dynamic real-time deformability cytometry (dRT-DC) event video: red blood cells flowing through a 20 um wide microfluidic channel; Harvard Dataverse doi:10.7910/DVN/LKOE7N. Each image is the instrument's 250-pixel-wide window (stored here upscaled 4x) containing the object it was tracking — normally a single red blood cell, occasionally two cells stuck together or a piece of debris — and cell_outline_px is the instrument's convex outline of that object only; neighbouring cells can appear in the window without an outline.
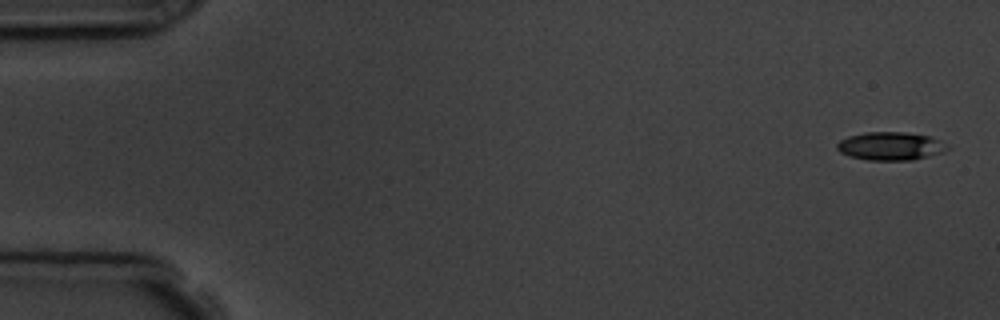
{"species": "common noctule bat (a hibernating species)", "species_latin": "Nyctalus noctula", "temperature_condition": "room temperature", "stored_images_in_passage": 5, "segment_of_instrument_passage": [2, 2], "camera_frame_rate_fps": 3000, "um_per_image_px": 0.085, "animal": {"sex": "male", "body_mass_g": 19.5, "forearm_length_mm": 54.6}, "frame": {"image": 1, "passage_image": 5, "time_ms": 6.333, "image_size_px": [1000, 320], "cell_outline_px": [[952, 148], [944, 152], [912, 160], [868, 160], [848, 156], [840, 152], [836, 148], [836, 144], [840, 140], [848, 136], [864, 132], [904, 132], [928, 136], [940, 140], [948, 144]], "centroid_in_image_um": [75.7, 12.42], "position_along_channel_um": 9.3, "area_um2": 18.32}}